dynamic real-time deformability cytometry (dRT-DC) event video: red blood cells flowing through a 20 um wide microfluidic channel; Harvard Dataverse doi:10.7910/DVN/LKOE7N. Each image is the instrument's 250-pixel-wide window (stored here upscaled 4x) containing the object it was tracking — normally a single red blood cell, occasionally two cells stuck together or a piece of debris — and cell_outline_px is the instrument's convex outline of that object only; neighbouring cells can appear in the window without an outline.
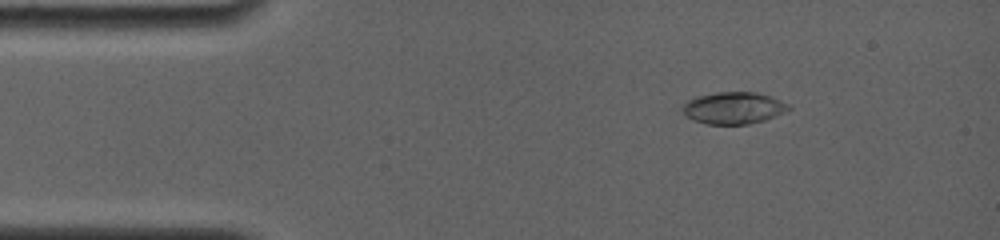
{"species": "common noctule bat (a hibernating species)", "species_latin": "Nyctalus noctula", "temperature_condition": "room temperature", "stored_images_in_passage": 33, "camera_frame_rate_fps": 4000, "um_per_image_px": 0.085, "animal": {"sex": "female", "body_mass_g": 19.0, "forearm_length_mm": 56.7}, "frame": {"image": 1, "passage_image": 5, "time_ms": 1.75, "image_size_px": [1000, 240], "cell_outline_px": [[788, 108], [764, 120], [748, 124], [708, 124], [696, 120], [688, 116], [680, 108], [688, 100], [700, 96], [716, 92], [756, 92], [772, 96], [788, 104]], "centroid_in_image_um": [62.32, 9.16], "position_along_channel_um": 22.7, "area_um2": 19.19}}
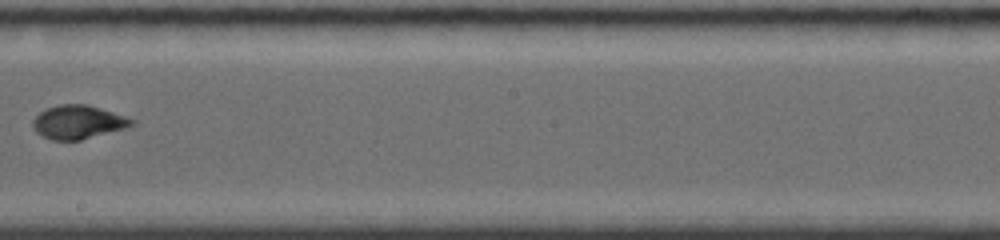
{"frame": {"image": 2, "passage_image": 21, "time_ms": 9.0, "image_size_px": [1000, 240], "cell_outline_px": [[136, 124], [124, 128], [80, 140], [52, 140], [36, 132], [32, 124], [32, 120], [44, 108], [60, 104], [88, 104], [136, 120]], "centroid_in_image_um": [6.62, 10.36], "position_along_channel_um": 241.6, "area_um2": 19.25}}
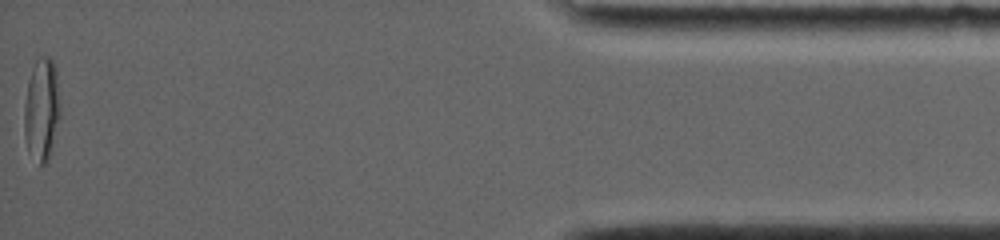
{"frame": {"image": 3, "passage_image": 33, "time_ms": 15.75, "image_size_px": [1000, 240], "cell_outline_px": [[60, 116], [52, 152], [48, 160], [44, 164], [40, 164], [28, 152], [24, 136], [24, 104], [28, 80], [32, 68], [36, 60], [40, 56], [48, 56], [52, 60], [56, 68], [60, 104]], "centroid_in_image_um": [3.55, 9.32], "position_along_channel_um": 431.7, "area_um2": 21.96}, "authors_computed_cell_mechanics": {"area_um2": 19.3052, "velocity_mm_per_s": 3.8738, "shape_relaxation_time_tau1_ms": 7.0729, "shape_relaxation_time_tau2_ms": 0.7989, "deformation_change_tau1": 0.2647, "deformation_change_tau2": 0.0362}}